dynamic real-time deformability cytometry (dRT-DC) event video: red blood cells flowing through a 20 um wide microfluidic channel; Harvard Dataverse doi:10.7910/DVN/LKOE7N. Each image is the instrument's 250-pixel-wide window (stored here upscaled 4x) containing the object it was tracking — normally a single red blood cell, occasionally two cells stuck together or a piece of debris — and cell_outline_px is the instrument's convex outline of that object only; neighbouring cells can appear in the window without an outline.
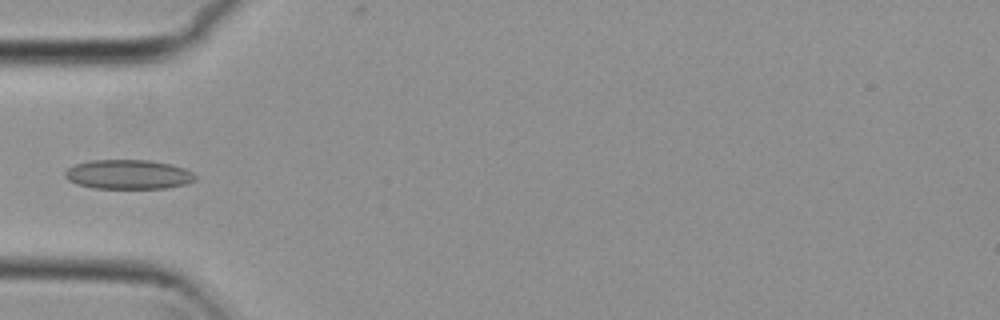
{"species": "common noctule bat (a hibernating species)", "species_latin": "Nyctalus noctula", "temperature_condition": "cold", "stored_images_in_passage": 4, "camera_frame_rate_fps": 3000, "um_per_image_px": 0.085, "animal": {"sex": "female", "body_mass_g": 29.2, "forearm_length_mm": 56.3}, "frame": {"image": 1, "passage_image": 4, "time_ms": 1.0, "image_size_px": [1000, 320], "cell_outline_px": [[196, 180], [188, 184], [168, 188], [92, 188], [76, 184], [68, 180], [64, 176], [64, 172], [68, 168], [76, 164], [92, 160], [148, 160], [172, 164], [184, 168], [192, 172], [196, 176]], "centroid_in_image_um": [10.92, 14.83], "position_along_channel_um": 74.1, "area_um2": 22.48}}